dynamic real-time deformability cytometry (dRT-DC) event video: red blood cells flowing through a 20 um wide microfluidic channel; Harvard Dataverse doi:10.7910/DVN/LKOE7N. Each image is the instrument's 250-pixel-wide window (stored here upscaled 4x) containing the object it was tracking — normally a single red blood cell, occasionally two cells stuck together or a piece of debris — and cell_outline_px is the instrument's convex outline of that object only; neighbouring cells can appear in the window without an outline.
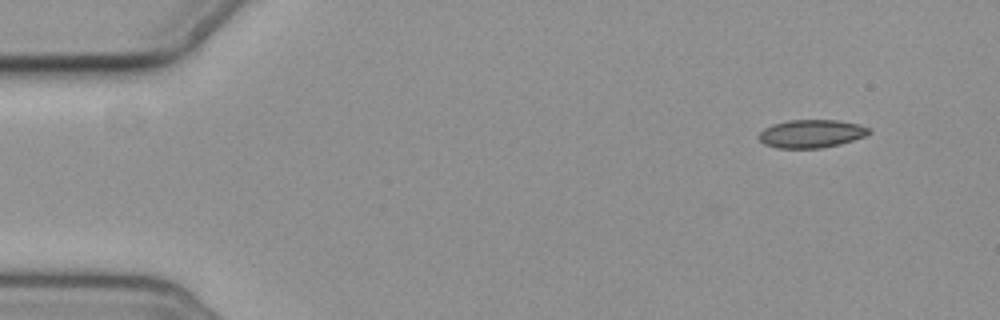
{"species": "common noctule bat (a hibernating species)", "species_latin": "Nyctalus noctula", "temperature_condition": "cold", "stored_images_in_passage": 2, "camera_frame_rate_fps": 3000, "um_per_image_px": 0.085, "animal": {"sex": "female", "body_mass_g": 19.3, "forearm_length_mm": 54.1}, "frame": {"image": 1, "passage_image": 1, "time_ms": 0.0, "image_size_px": [1000, 320], "cell_outline_px": [[872, 132], [864, 136], [840, 144], [820, 148], [776, 148], [764, 144], [756, 136], [764, 128], [772, 124], [788, 120], [836, 120], [860, 124], [872, 128]], "centroid_in_image_um": [68.96, 11.36], "position_along_channel_um": 16.0, "area_um2": 18.21}}